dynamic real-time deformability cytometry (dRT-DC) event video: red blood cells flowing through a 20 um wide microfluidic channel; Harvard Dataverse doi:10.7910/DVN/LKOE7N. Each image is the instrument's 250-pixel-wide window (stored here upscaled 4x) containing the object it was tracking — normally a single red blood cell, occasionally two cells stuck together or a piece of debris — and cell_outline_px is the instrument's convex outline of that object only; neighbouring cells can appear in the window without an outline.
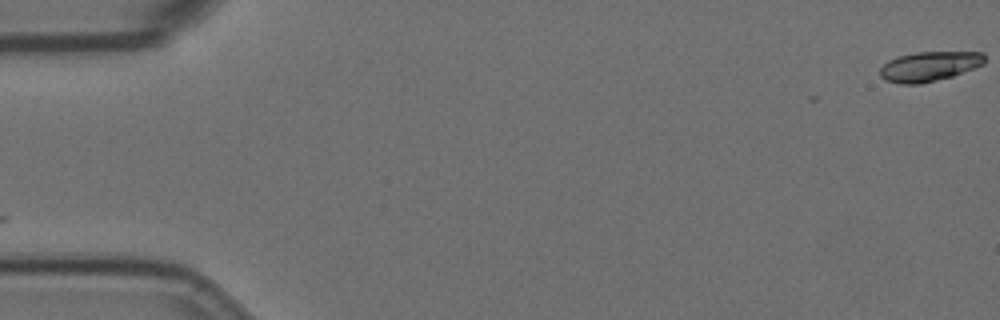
{"species": "Egyptian fruit bat (a non-hibernating species)", "species_latin": "Rousettus aegyptiacus", "temperature_condition": "room temperature", "stored_images_in_passage": 9, "camera_frame_rate_fps": 3000, "um_per_image_px": 0.085, "animal": {"sex": "female"}, "frame": {"image": 1, "passage_image": 1, "time_ms": 0.0, "image_size_px": [1000, 320], "cell_outline_px": [[984, 64], [952, 76], [920, 84], [900, 84], [884, 80], [880, 76], [880, 68], [888, 60], [896, 56], [916, 52], [984, 52]], "centroid_in_image_um": [78.95, 5.64], "position_along_channel_um": 6.1, "area_um2": 18.15}}